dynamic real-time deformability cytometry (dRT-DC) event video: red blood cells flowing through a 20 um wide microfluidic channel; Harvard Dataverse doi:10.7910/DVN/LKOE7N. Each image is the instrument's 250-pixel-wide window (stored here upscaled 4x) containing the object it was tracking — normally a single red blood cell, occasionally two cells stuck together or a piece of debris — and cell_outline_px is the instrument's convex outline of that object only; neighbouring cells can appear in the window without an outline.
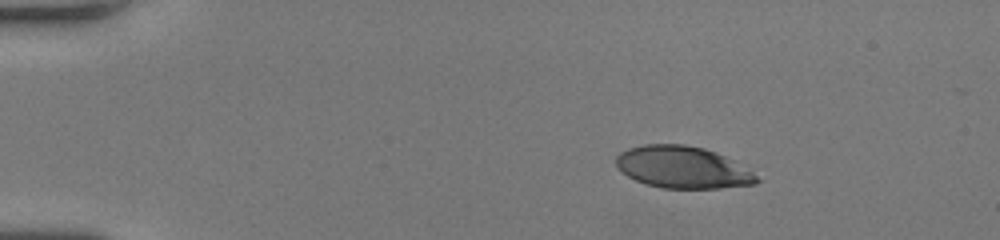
{"species": "human", "species_latin": "Homo sapiens", "temperature_condition": "room temperature", "stored_images_in_passage": 37, "camera_frame_rate_fps": 3000, "um_per_image_px": 0.085, "donor": {"sex": "female"}, "frame": {"image": 1, "passage_image": 1, "time_ms": 0.0, "image_size_px": [1000, 240], "cell_outline_px": [[760, 180], [756, 184], [720, 188], [660, 188], [644, 184], [628, 176], [616, 168], [616, 156], [620, 152], [628, 148], [644, 144], [684, 144], [704, 148], [716, 152], [732, 160], [752, 172]], "centroid_in_image_um": [57.98, 14.22], "position_along_channel_um": 27.0, "area_um2": 34.45}}
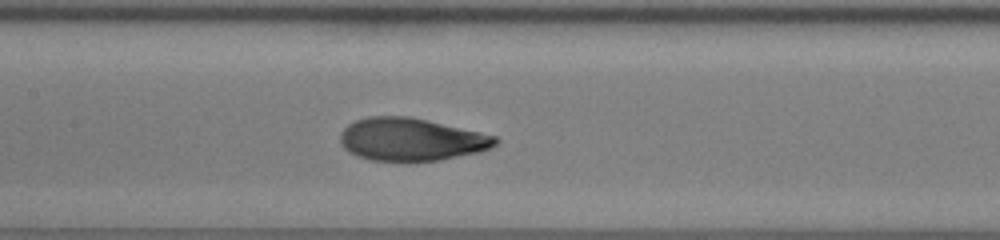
{"frame": {"image": 2, "passage_image": 19, "time_ms": 6.0, "image_size_px": [1000, 240], "cell_outline_px": [[500, 140], [492, 148], [480, 152], [440, 160], [408, 164], [368, 160], [356, 156], [348, 152], [340, 144], [340, 132], [348, 124], [356, 120], [368, 116], [408, 116], [428, 120], [480, 132], [496, 136]], "centroid_in_image_um": [34.93, 11.89], "position_along_channel_um": 172.5, "area_um2": 39.77}}
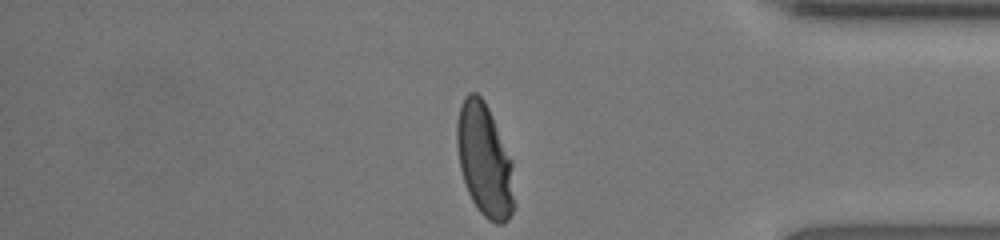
{"frame": {"image": 3, "passage_image": 37, "time_ms": 12.0, "image_size_px": [1000, 240], "cell_outline_px": [[516, 204], [508, 220], [504, 224], [496, 224], [488, 220], [476, 208], [468, 192], [460, 168], [456, 144], [456, 124], [460, 104], [464, 96], [468, 92], [476, 92], [484, 100], [488, 108], [512, 160]], "centroid_in_image_um": [41.2, 13.65], "position_along_channel_um": 394.0, "area_um2": 38.21}, "authors_computed_cell_mechanics": {"area_um2": 38.2058, "velocity_mm_per_s": 4.0319, "shape_relaxation_time_tau1_ms": 4.0422, "shape_relaxation_time_tau2_ms": null, "deformation_change_tau1": 0.2345, "deformation_change_tau2": null}}